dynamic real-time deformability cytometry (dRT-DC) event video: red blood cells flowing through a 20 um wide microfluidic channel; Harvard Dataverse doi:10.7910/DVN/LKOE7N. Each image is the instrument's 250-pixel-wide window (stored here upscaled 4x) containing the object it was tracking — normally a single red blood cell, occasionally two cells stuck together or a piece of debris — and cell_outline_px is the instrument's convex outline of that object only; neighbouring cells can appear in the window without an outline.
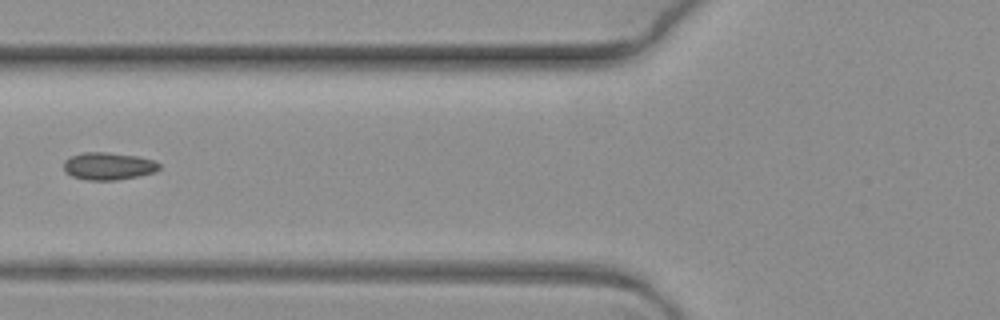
{"species": "common noctule bat (a hibernating species)", "species_latin": "Nyctalus noctula", "temperature_condition": "warm", "stored_images_in_passage": 9, "segment_of_instrument_passage": [2, 2], "camera_frame_rate_fps": 3000, "um_per_image_px": 0.085, "animal": {"sex": "female", "body_mass_g": 19.3, "forearm_length_mm": 54.1}, "frame": {"image": 1, "passage_image": 8, "time_ms": 2.333, "image_size_px": [1000, 320], "cell_outline_px": [[160, 168], [152, 172], [136, 176], [116, 180], [88, 180], [72, 176], [64, 168], [64, 160], [72, 156], [84, 152], [108, 152], [136, 156], [152, 160], [160, 164]], "centroid_in_image_um": [9.19, 14.11], "position_along_channel_um": 116.6, "area_um2": 14.97}}
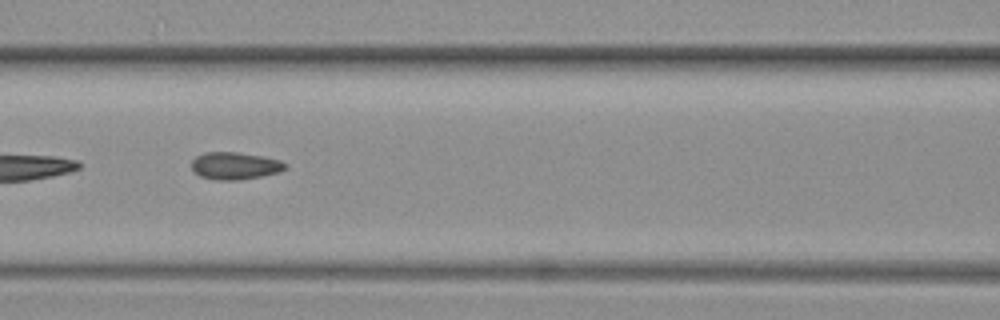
{"frame": {"image": 2, "passage_image": 9, "time_ms": 2.667, "image_size_px": [1000, 320], "cell_outline_px": [[288, 168], [280, 172], [260, 176], [236, 180], [216, 180], [200, 176], [192, 172], [192, 160], [196, 156], [204, 152], [236, 152], [264, 156], [280, 160], [288, 164]], "centroid_in_image_um": [19.98, 14.08], "position_along_channel_um": 146.6, "area_um2": 15.09}}